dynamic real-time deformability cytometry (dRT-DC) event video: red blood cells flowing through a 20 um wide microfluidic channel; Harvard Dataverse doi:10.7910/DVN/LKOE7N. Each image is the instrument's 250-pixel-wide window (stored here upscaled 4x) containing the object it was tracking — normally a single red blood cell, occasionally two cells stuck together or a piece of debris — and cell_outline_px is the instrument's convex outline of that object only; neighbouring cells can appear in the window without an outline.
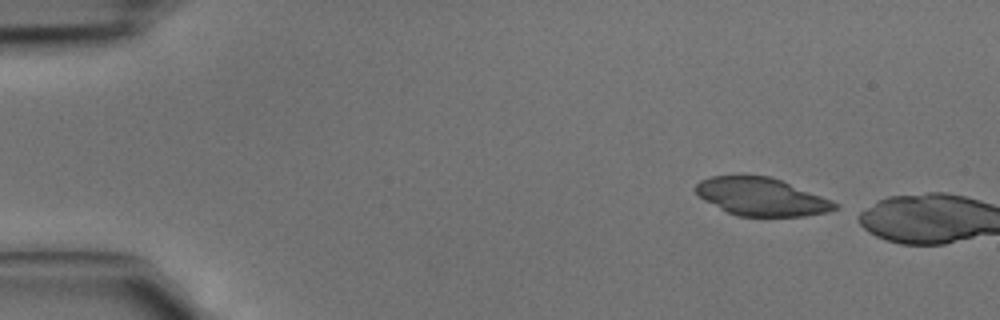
{"species": "common noctule bat (a hibernating species)", "species_latin": "Nyctalus noctula", "temperature_condition": "cold", "stored_images_in_passage": 2, "camera_frame_rate_fps": 3000, "um_per_image_px": 0.085, "animal": {"sex": "male", "body_mass_g": 15.6}, "frame": {"image": 1, "passage_image": 1, "time_ms": 0.0, "image_size_px": [1000, 320], "cell_outline_px": [[840, 208], [828, 212], [804, 216], [740, 216], [728, 212], [704, 200], [696, 192], [696, 184], [700, 180], [712, 176], [740, 172], [772, 176], [832, 200], [840, 204]], "centroid_in_image_um": [64.73, 16.68], "position_along_channel_um": 20.3, "area_um2": 31.5}}